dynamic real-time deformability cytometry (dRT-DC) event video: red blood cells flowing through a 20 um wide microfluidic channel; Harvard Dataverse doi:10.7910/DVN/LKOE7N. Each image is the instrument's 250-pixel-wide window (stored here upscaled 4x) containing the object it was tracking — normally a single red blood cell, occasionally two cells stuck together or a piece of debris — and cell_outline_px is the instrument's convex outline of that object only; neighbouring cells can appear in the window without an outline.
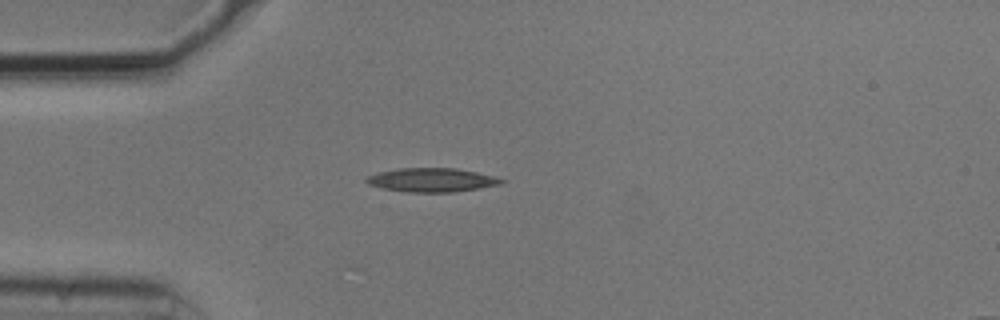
{"species": "common noctule bat (a hibernating species)", "species_latin": "Nyctalus noctula", "temperature_condition": "cold", "stored_images_in_passage": 40, "camera_frame_rate_fps": 3000, "um_per_image_px": 0.085, "animal": {"sex": "male", "body_mass_g": 20.5, "forearm_length_mm": 52.5}, "frame": {"image": 1, "passage_image": 1, "time_ms": 0.0, "image_size_px": [1000, 320], "cell_outline_px": [[504, 180], [500, 184], [480, 188], [452, 192], [408, 192], [380, 188], [368, 184], [364, 180], [364, 176], [380, 172], [400, 168], [456, 168], [476, 172], [492, 176]], "centroid_in_image_um": [36.62, 15.3], "position_along_channel_um": 48.4, "area_um2": 18.67}}
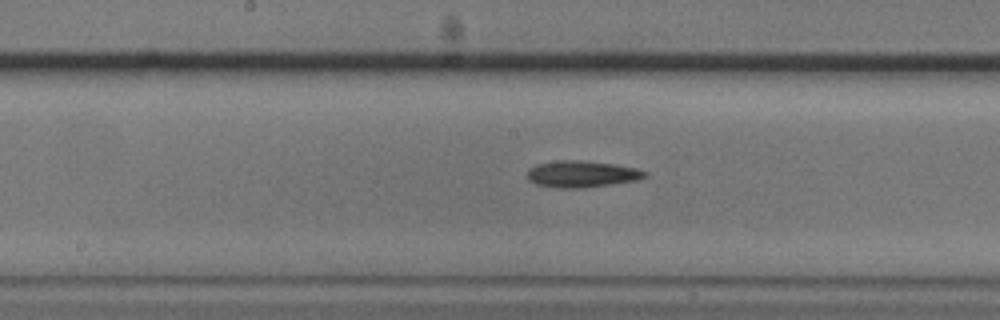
{"frame": {"image": 2, "passage_image": 14, "time_ms": 4.333, "image_size_px": [1000, 320], "cell_outline_px": [[648, 176], [636, 180], [584, 188], [560, 188], [536, 184], [528, 180], [528, 172], [536, 164], [556, 160], [580, 160], [616, 164], [636, 168], [648, 172]], "centroid_in_image_um": [49.47, 14.79], "position_along_channel_um": 198.7, "area_um2": 18.21}}
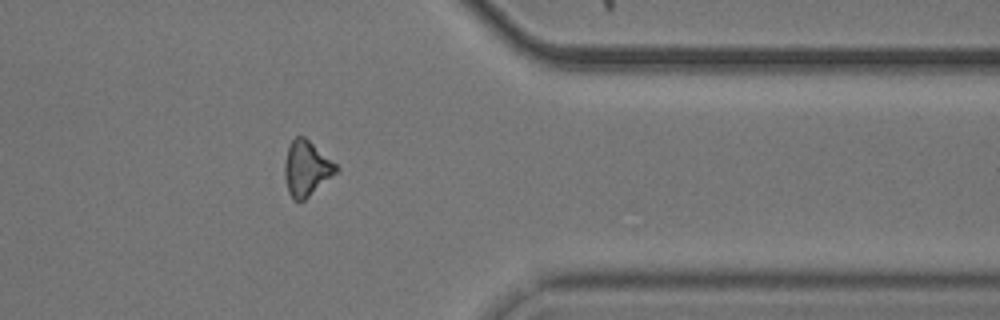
{"frame": {"image": 3, "passage_image": 30, "time_ms": 9.667, "image_size_px": [1000, 320], "cell_outline_px": [[340, 172], [304, 200], [292, 200], [288, 192], [284, 176], [284, 160], [288, 148], [292, 140], [296, 136], [304, 136], [336, 164], [340, 168]], "centroid_in_image_um": [26.07, 14.34], "position_along_channel_um": 385.3, "area_um2": 16.76}, "authors_computed_cell_mechanics": {"area_um2": 16.8487, "velocity_mm_per_s": 3.7454, "shape_relaxation_time_tau1_ms": 5.8733, "shape_relaxation_time_tau2_ms": null, "deformation_change_tau1": 0.1437, "deformation_change_tau2": null}}